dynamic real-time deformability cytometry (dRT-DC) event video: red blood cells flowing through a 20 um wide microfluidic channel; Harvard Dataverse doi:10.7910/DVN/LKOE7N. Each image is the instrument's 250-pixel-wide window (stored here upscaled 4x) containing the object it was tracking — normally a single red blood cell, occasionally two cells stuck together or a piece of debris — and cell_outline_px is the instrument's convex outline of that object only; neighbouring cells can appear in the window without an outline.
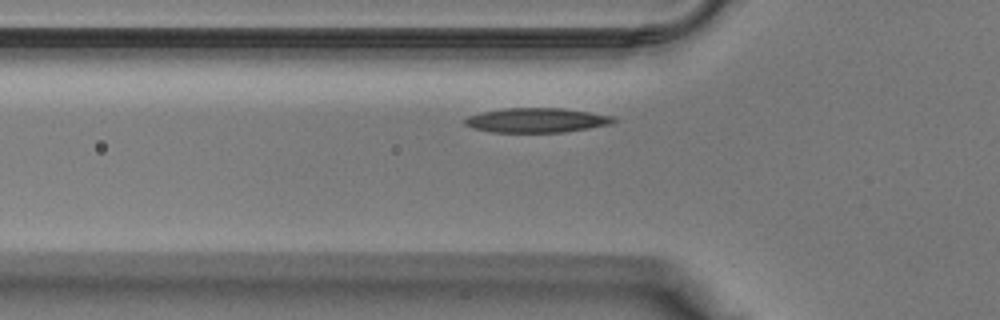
{"species": "Egyptian fruit bat (a non-hibernating species)", "species_latin": "Rousettus aegyptiacus", "temperature_condition": "warm", "stored_images_in_passage": 31, "camera_frame_rate_fps": 3000, "um_per_image_px": 0.085, "animal": {"sex": "male"}, "frame": {"image": 1, "passage_image": 6, "time_ms": 1.667, "image_size_px": [1000, 320], "cell_outline_px": [[616, 120], [612, 124], [564, 132], [492, 132], [472, 128], [464, 124], [464, 120], [468, 116], [484, 112], [504, 108], [564, 108], [616, 116]], "centroid_in_image_um": [45.65, 10.22], "position_along_channel_um": 80.2, "area_um2": 21.27}}
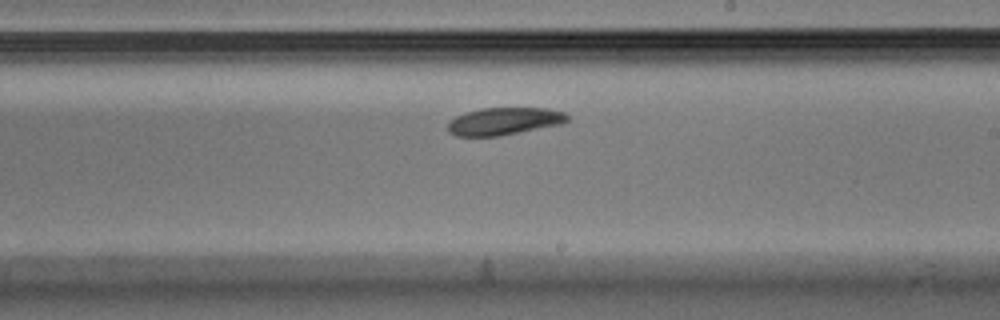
{"frame": {"image": 2, "passage_image": 16, "time_ms": 5.0, "image_size_px": [1000, 320], "cell_outline_px": [[568, 120], [560, 124], [500, 136], [456, 136], [448, 132], [448, 124], [456, 116], [464, 112], [480, 108], [548, 108], [564, 112], [568, 116]], "centroid_in_image_um": [42.83, 10.3], "position_along_channel_um": 246.2, "area_um2": 19.07}}
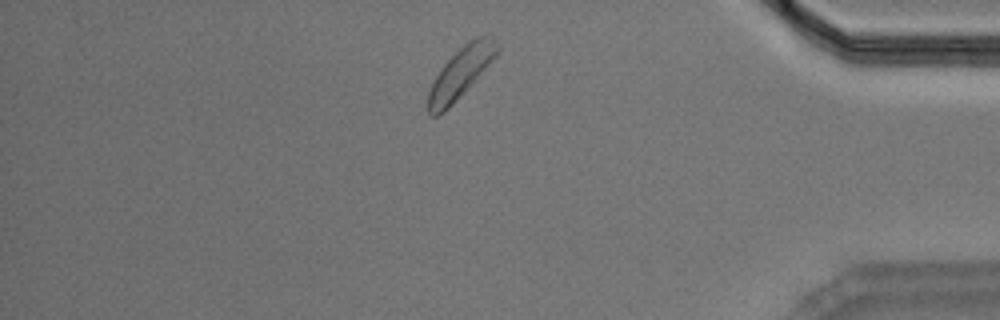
{"frame": {"image": 3, "passage_image": 27, "time_ms": 8.667, "image_size_px": [1000, 320], "cell_outline_px": [[500, 52], [464, 92], [452, 104], [436, 116], [432, 116], [428, 112], [428, 92], [436, 76], [444, 64], [468, 40], [476, 36], [488, 32], [492, 32], [500, 48]], "centroid_in_image_um": [39.23, 6.08], "position_along_channel_um": 396.0, "area_um2": 20.29}}